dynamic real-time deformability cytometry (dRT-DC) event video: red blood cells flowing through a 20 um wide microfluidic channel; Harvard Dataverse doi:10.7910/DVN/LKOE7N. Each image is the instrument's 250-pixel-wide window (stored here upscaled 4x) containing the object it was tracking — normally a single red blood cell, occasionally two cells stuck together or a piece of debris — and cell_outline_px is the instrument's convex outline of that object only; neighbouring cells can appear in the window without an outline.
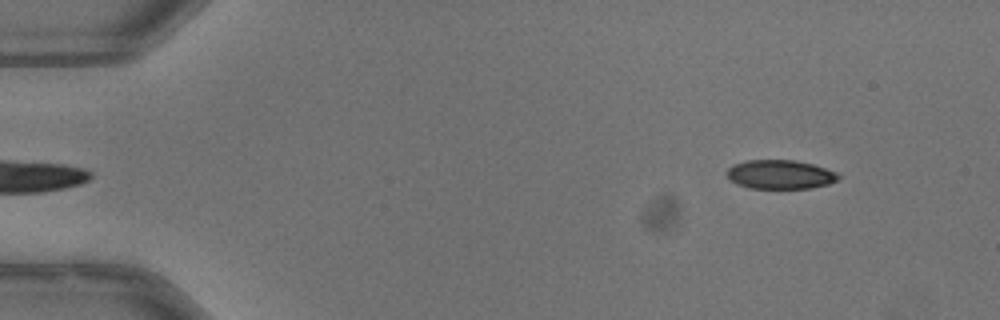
{"species": "common noctule bat (a hibernating species)", "species_latin": "Nyctalus noctula", "temperature_condition": "warm", "stored_images_in_passage": 48, "camera_frame_rate_fps": 3000, "um_per_image_px": 0.085, "animal": {"sex": "male", "body_mass_g": 13.3}, "frame": {"image": 1, "passage_image": 2, "time_ms": 0.333, "image_size_px": [1000, 320], "cell_outline_px": [[840, 176], [836, 180], [828, 184], [808, 188], [748, 188], [736, 184], [728, 180], [724, 172], [732, 164], [748, 160], [796, 160], [812, 164], [840, 172]], "centroid_in_image_um": [66.27, 14.82], "position_along_channel_um": 18.7, "area_um2": 19.13}}
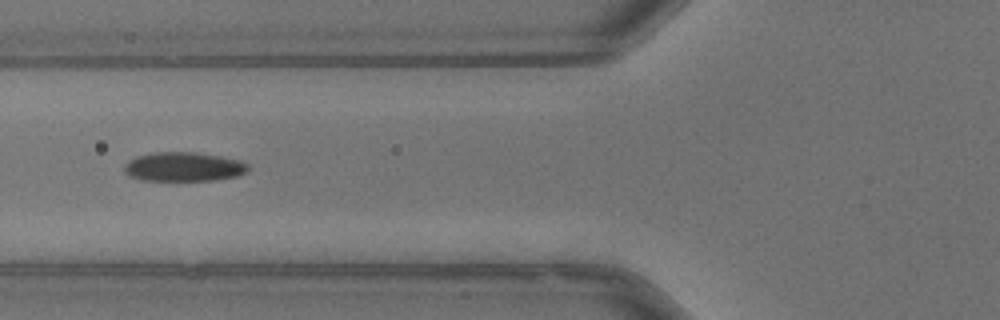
{"frame": {"image": 2, "passage_image": 17, "time_ms": 5.333, "image_size_px": [1000, 320], "cell_outline_px": [[248, 172], [236, 176], [212, 180], [140, 180], [128, 176], [124, 172], [124, 164], [128, 160], [136, 156], [152, 152], [196, 152], [220, 156], [240, 160], [248, 164]], "centroid_in_image_um": [15.57, 14.17], "position_along_channel_um": 110.2, "area_um2": 21.21}}
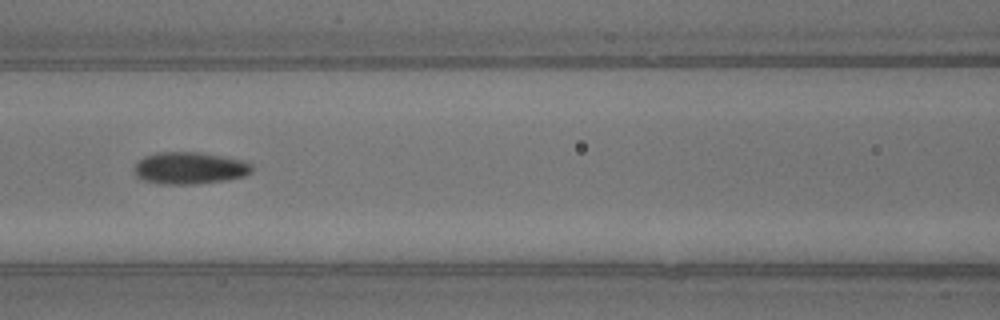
{"frame": {"image": 3, "passage_image": 20, "time_ms": 6.333, "image_size_px": [1000, 320], "cell_outline_px": [[256, 168], [252, 172], [244, 176], [228, 180], [196, 184], [160, 184], [144, 180], [136, 176], [132, 172], [132, 168], [136, 160], [144, 156], [156, 152], [200, 152], [224, 156], [244, 160], [252, 164]], "centroid_in_image_um": [16.11, 14.28], "position_along_channel_um": 150.5, "area_um2": 22.6}, "authors_computed_cell_mechanics": {"area_um2": 20.8658, "velocity_mm_per_s": 3.9981, "shape_relaxation_time_tau1_ms": 5.2664, "shape_relaxation_time_tau2_ms": 4.1582, "deformation_change_tau1": 0.1688, "deformation_change_tau2": 0.0698}}